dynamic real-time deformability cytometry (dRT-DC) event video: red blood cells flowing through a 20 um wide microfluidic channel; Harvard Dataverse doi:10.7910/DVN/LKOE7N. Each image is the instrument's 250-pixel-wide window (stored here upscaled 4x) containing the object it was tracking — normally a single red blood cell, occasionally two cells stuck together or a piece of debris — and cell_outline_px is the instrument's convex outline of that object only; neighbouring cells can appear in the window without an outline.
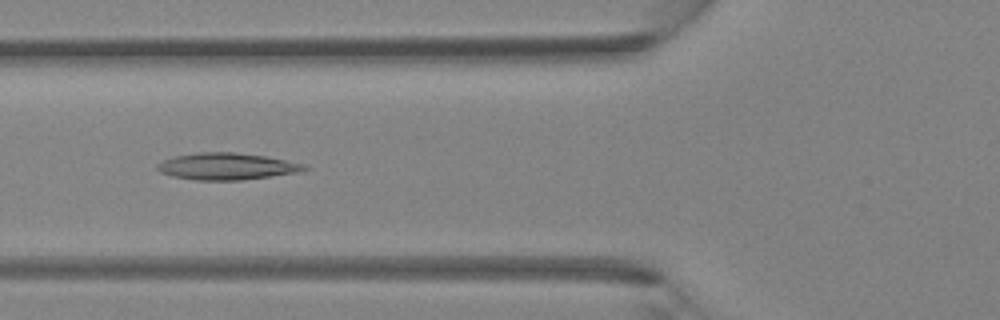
{"species": "Egyptian fruit bat (a non-hibernating species)", "species_latin": "Rousettus aegyptiacus", "temperature_condition": "room temperature", "stored_images_in_passage": 5, "camera_frame_rate_fps": 3000, "um_per_image_px": 0.085, "animal": {"sex": "female"}, "frame": {"image": 1, "passage_image": 5, "time_ms": 1.333, "image_size_px": [1000, 320], "cell_outline_px": [[308, 168], [300, 172], [272, 176], [240, 180], [196, 180], [172, 176], [160, 172], [156, 168], [156, 164], [164, 160], [176, 156], [200, 152], [236, 152], [264, 156], [304, 164]], "centroid_in_image_um": [19.25, 14.14], "position_along_channel_um": 106.5, "area_um2": 22.77}}